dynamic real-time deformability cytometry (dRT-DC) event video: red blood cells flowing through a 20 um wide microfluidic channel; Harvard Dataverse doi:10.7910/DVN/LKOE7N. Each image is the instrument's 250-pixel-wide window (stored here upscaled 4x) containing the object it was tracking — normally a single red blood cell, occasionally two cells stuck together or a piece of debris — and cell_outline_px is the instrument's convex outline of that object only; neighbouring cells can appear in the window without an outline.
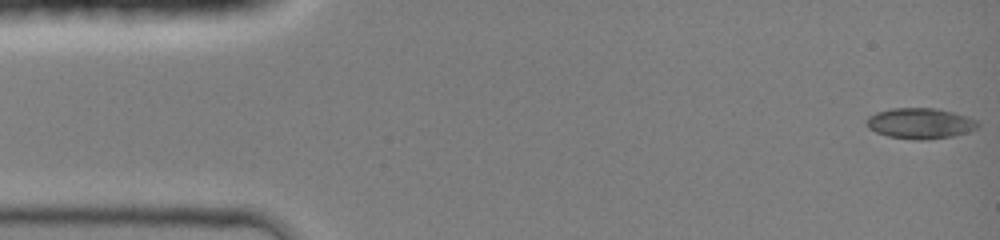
{"species": "common noctule bat (a hibernating species)", "species_latin": "Nyctalus noctula", "temperature_condition": "room temperature", "stored_images_in_passage": 44, "camera_frame_rate_fps": 3000, "um_per_image_px": 0.085, "animal": {"sex": "female", "body_mass_g": 19.0, "forearm_length_mm": 51.5}, "frame": {"image": 1, "passage_image": 1, "time_ms": 0.0, "image_size_px": [1000, 240], "cell_outline_px": [[980, 124], [976, 128], [968, 132], [952, 136], [928, 140], [916, 140], [888, 136], [876, 132], [868, 128], [864, 120], [868, 116], [876, 112], [892, 108], [936, 108], [952, 112], [976, 120]], "centroid_in_image_um": [78.17, 10.49], "position_along_channel_um": 6.8, "area_um2": 19.94}}
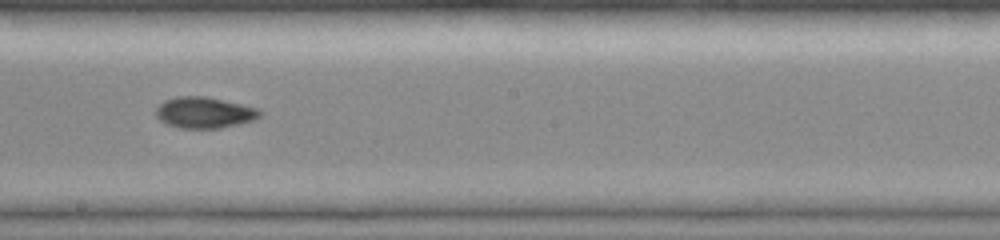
{"frame": {"image": 2, "passage_image": 25, "time_ms": 8.0, "image_size_px": [1000, 240], "cell_outline_px": [[264, 112], [260, 116], [252, 120], [220, 128], [180, 128], [168, 124], [160, 120], [156, 116], [156, 108], [164, 100], [176, 96], [204, 96], [240, 104], [256, 108]], "centroid_in_image_um": [17.34, 9.56], "position_along_channel_um": 230.9, "area_um2": 18.61}}
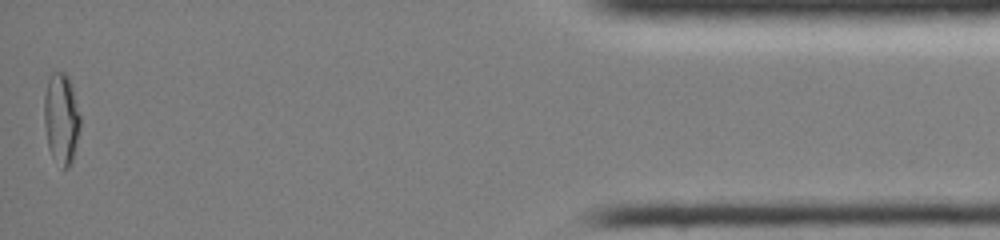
{"frame": {"image": 3, "passage_image": 44, "time_ms": 14.333, "image_size_px": [1000, 240], "cell_outline_px": [[80, 128], [72, 164], [68, 168], [64, 168], [52, 156], [48, 148], [44, 124], [44, 96], [48, 76], [52, 72], [64, 72], [68, 76], [72, 88], [80, 116]], "centroid_in_image_um": [5.2, 10.08], "position_along_channel_um": 430.0, "area_um2": 19.19}, "authors_computed_cell_mechanics": {"area_um2": 18.5827, "velocity_mm_per_s": 4.3167, "shape_relaxation_time_tau1_ms": 3.8302, "shape_relaxation_time_tau2_ms": 6.767, "deformation_change_tau1": 0.1539, "deformation_change_tau2": 0.1039}}